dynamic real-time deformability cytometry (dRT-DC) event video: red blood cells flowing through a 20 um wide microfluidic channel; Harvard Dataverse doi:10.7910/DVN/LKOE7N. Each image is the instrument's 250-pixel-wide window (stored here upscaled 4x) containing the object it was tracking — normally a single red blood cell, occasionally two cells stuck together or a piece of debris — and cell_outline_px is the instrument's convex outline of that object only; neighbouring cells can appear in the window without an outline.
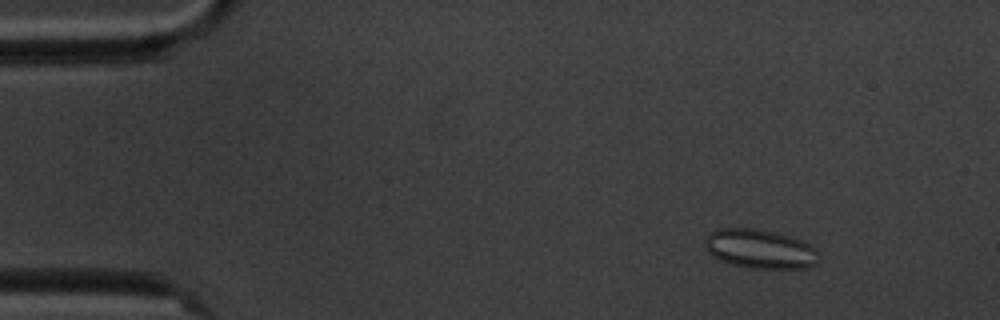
{"species": "common noctule bat (a hibernating species)", "species_latin": "Nyctalus noctula", "temperature_condition": "cold", "stored_images_in_passage": 5, "camera_frame_rate_fps": 3000, "um_per_image_px": 0.085, "animal": {"sex": "male", "body_mass_g": 20.1, "forearm_length_mm": 53.5}, "frame": {"image": 1, "passage_image": 2, "time_ms": 1.333, "image_size_px": [1000, 320], "cell_outline_px": [[820, 256], [816, 264], [808, 268], [748, 268], [728, 264], [712, 256], [704, 248], [704, 240], [712, 232], [720, 228], [752, 228], [776, 232], [812, 244], [820, 252]], "centroid_in_image_um": [64.62, 21.17], "position_along_channel_um": 20.4, "area_um2": 26.36}}
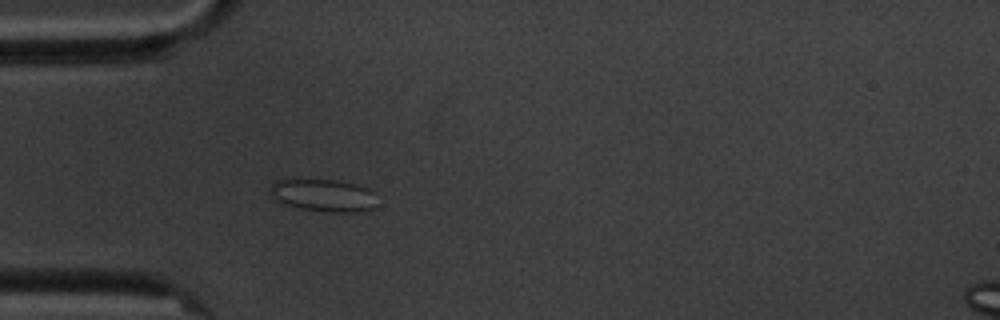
{"frame": {"image": 2, "passage_image": 5, "time_ms": 4.667, "image_size_px": [1000, 320], "cell_outline_px": [[376, 208], [356, 212], [324, 212], [300, 208], [284, 204], [276, 200], [268, 192], [272, 184], [276, 180], [296, 176], [300, 176], [332, 180], [352, 184], [368, 188], [376, 192]], "centroid_in_image_um": [27.44, 16.56], "position_along_channel_um": 57.6, "area_um2": 21.15}}